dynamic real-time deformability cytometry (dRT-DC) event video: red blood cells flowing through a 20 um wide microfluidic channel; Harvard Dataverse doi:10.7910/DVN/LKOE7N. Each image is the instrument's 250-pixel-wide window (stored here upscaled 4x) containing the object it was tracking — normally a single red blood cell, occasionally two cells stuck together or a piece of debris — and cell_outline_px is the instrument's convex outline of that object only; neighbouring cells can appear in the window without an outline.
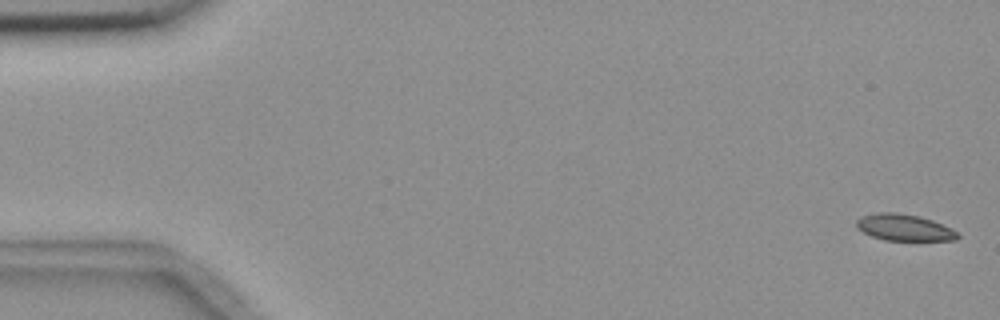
{"species": "common noctule bat (a hibernating species)", "species_latin": "Nyctalus noctula", "temperature_condition": "room temperature", "stored_images_in_passage": 6, "camera_frame_rate_fps": 3000, "um_per_image_px": 0.085, "animal": {"sex": "female", "body_mass_g": 18.4}, "frame": {"image": 1, "passage_image": 1, "time_ms": 0.0, "image_size_px": [1000, 320], "cell_outline_px": [[960, 236], [956, 240], [884, 240], [872, 236], [856, 228], [856, 220], [860, 216], [876, 212], [896, 212], [920, 216], [932, 220], [956, 232]], "centroid_in_image_um": [76.79, 19.32], "position_along_channel_um": 8.2, "area_um2": 15.55}}
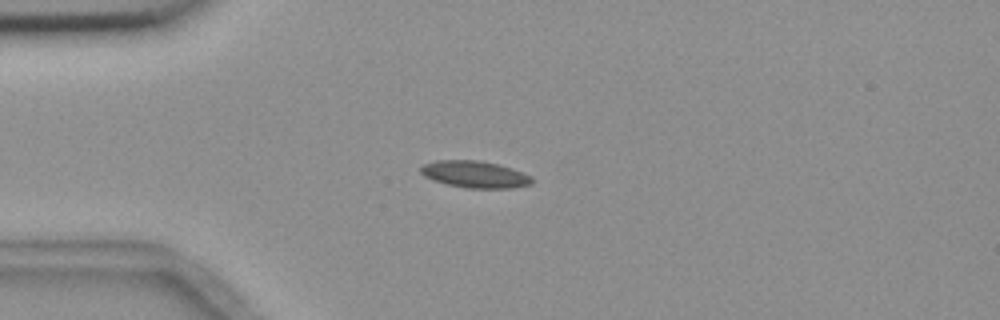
{"frame": {"image": 2, "passage_image": 5, "time_ms": 4.333, "image_size_px": [1000, 320], "cell_outline_px": [[532, 184], [512, 188], [464, 188], [432, 180], [424, 176], [420, 172], [420, 168], [424, 164], [436, 160], [476, 160], [496, 164], [532, 176]], "centroid_in_image_um": [40.32, 14.83], "position_along_channel_um": 44.7, "area_um2": 17.22}}